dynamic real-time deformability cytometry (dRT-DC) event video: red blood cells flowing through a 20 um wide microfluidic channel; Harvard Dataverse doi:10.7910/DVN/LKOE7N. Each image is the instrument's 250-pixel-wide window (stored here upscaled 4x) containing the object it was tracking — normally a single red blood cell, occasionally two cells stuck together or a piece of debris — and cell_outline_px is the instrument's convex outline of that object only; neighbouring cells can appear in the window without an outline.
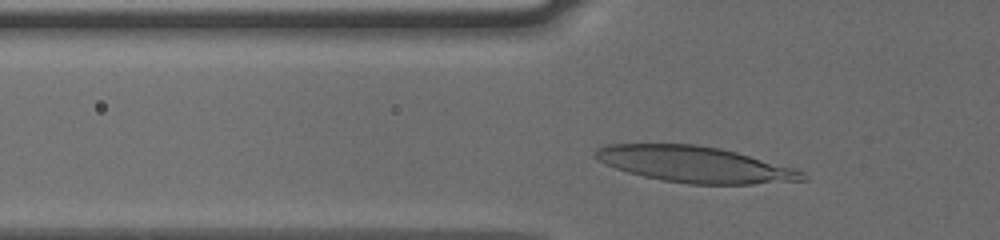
{"species": "human", "species_latin": "Homo sapiens", "temperature_condition": "cold", "stored_images_in_passage": 34, "camera_frame_rate_fps": 3000, "um_per_image_px": 0.085, "donor": {"sex": "male"}, "frame": {"image": 1, "passage_image": 7, "time_ms": 2.0, "image_size_px": [1000, 240], "cell_outline_px": [[808, 180], [752, 184], [688, 184], [660, 180], [628, 172], [616, 168], [596, 160], [592, 156], [592, 152], [596, 148], [608, 144], [696, 144], [720, 148], [736, 152], [792, 168], [804, 172], [808, 176]], "centroid_in_image_um": [59.01, 13.97], "position_along_channel_um": 66.8, "area_um2": 43.52}}
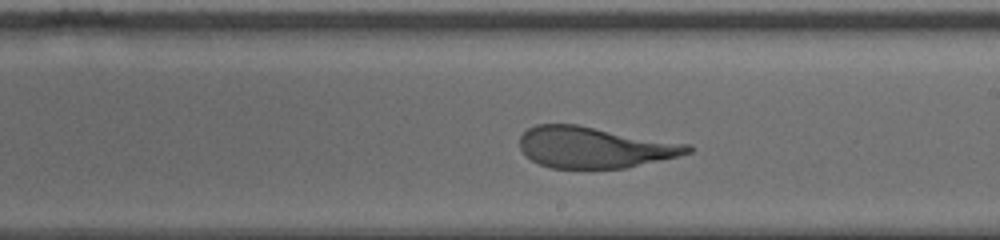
{"frame": {"image": 2, "passage_image": 21, "time_ms": 6.667, "image_size_px": [1000, 240], "cell_outline_px": [[692, 152], [676, 156], [624, 168], [552, 168], [540, 164], [532, 160], [520, 148], [520, 136], [528, 128], [536, 124], [576, 124], [692, 144]], "centroid_in_image_um": [50.53, 12.51], "position_along_channel_um": 238.5, "area_um2": 40.11}}
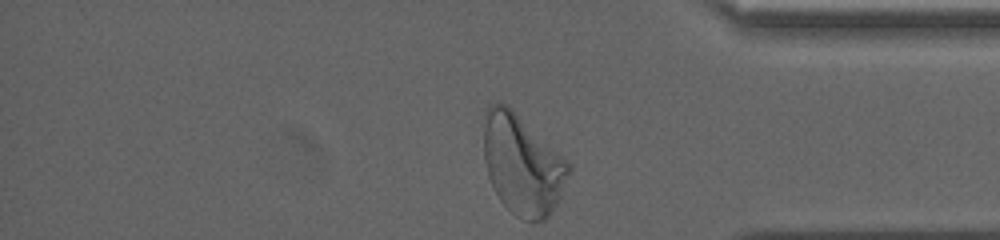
{"frame": {"image": 3, "passage_image": 34, "time_ms": 11.0, "image_size_px": [1000, 240], "cell_outline_px": [[572, 172], [560, 200], [548, 216], [544, 220], [524, 220], [516, 216], [500, 200], [488, 176], [484, 160], [484, 112], [492, 104], [500, 100], [508, 104], [568, 160], [572, 164]], "centroid_in_image_um": [44.43, 13.96], "position_along_channel_um": 390.8, "area_um2": 50.11}, "authors_computed_cell_mechanics": {"area_um2": 41.8761, "velocity_mm_per_s": 3.7763, "shape_relaxation_time_tau1_ms": 6.0147, "shape_relaxation_time_tau2_ms": 0.645, "deformation_change_tau1": 0.2244, "deformation_change_tau2": 0.0768}}